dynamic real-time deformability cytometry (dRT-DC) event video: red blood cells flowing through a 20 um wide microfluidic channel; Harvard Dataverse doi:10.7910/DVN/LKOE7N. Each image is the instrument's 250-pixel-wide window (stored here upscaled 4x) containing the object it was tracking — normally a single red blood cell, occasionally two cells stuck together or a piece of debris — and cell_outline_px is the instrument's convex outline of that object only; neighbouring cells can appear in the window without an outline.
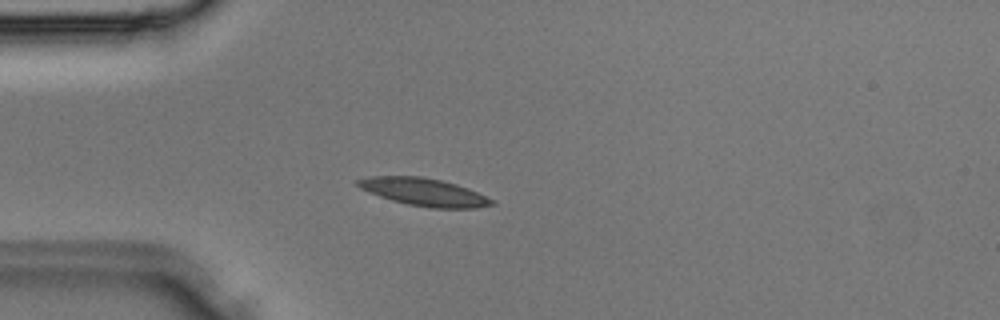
{"species": "Egyptian fruit bat (a non-hibernating species)", "species_latin": "Rousettus aegyptiacus", "temperature_condition": "room temperature", "stored_images_in_passage": 37, "camera_frame_rate_fps": 3000, "um_per_image_px": 0.085, "animal": {"sex": "male"}, "frame": {"image": 1, "passage_image": 10, "time_ms": 3.0, "image_size_px": [1000, 320], "cell_outline_px": [[496, 204], [476, 208], [432, 208], [408, 204], [392, 200], [368, 192], [360, 188], [356, 184], [356, 180], [372, 176], [420, 176], [440, 180], [456, 184], [468, 188], [496, 200]], "centroid_in_image_um": [36.08, 16.33], "position_along_channel_um": 48.9, "area_um2": 21.56}}
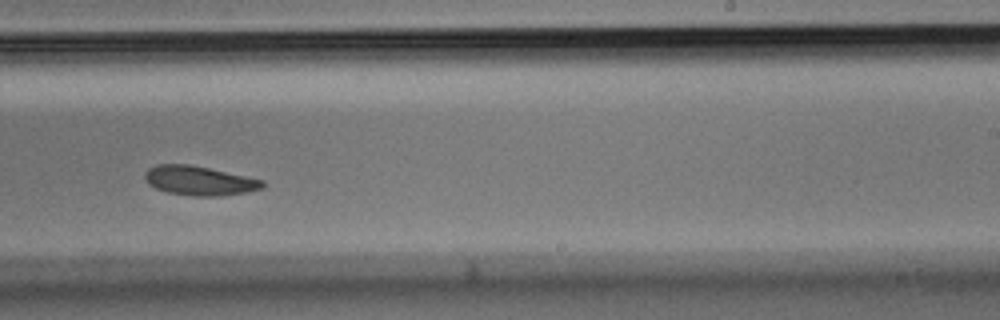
{"frame": {"image": 2, "passage_image": 23, "time_ms": 7.333, "image_size_px": [1000, 320], "cell_outline_px": [[264, 188], [244, 192], [220, 196], [192, 196], [168, 192], [156, 188], [148, 184], [144, 176], [144, 172], [148, 168], [156, 164], [188, 164], [208, 168], [264, 180]], "centroid_in_image_um": [16.91, 15.35], "position_along_channel_um": 272.1, "area_um2": 20.0}}
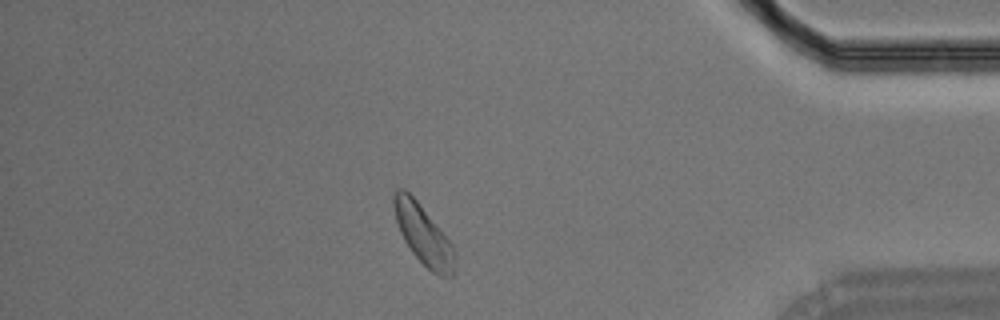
{"frame": {"image": 3, "passage_image": 32, "time_ms": 10.333, "image_size_px": [1000, 320], "cell_outline_px": [[456, 260], [452, 276], [440, 276], [432, 272], [412, 252], [404, 240], [400, 232], [396, 220], [392, 204], [392, 196], [396, 188], [404, 188], [416, 200], [452, 244], [456, 252]], "centroid_in_image_um": [35.97, 19.94], "position_along_channel_um": 399.2, "area_um2": 20.92}}